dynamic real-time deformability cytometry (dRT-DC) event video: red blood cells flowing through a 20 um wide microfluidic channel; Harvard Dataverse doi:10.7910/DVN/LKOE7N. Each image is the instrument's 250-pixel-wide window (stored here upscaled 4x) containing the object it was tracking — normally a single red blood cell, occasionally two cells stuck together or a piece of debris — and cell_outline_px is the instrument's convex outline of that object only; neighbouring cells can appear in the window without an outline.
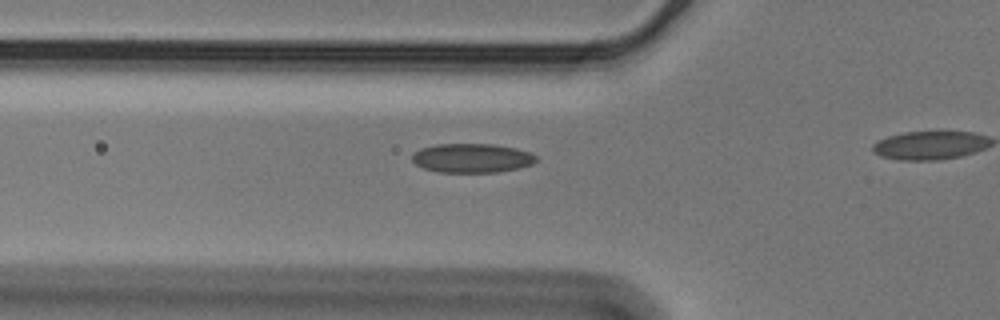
{"species": "Egyptian fruit bat (a non-hibernating species)", "species_latin": "Rousettus aegyptiacus", "temperature_condition": "cold", "stored_images_in_passage": 18, "camera_frame_rate_fps": 3000, "um_per_image_px": 0.085, "animal": {"sex": "male"}, "frame": {"image": 1, "passage_image": 6, "time_ms": 1.667, "image_size_px": [1000, 320], "cell_outline_px": [[536, 160], [532, 164], [500, 172], [440, 172], [424, 168], [416, 164], [412, 160], [412, 152], [420, 148], [436, 144], [492, 144], [516, 148], [528, 152], [536, 156]], "centroid_in_image_um": [40.07, 13.43], "position_along_channel_um": 85.7, "area_um2": 20.98}}
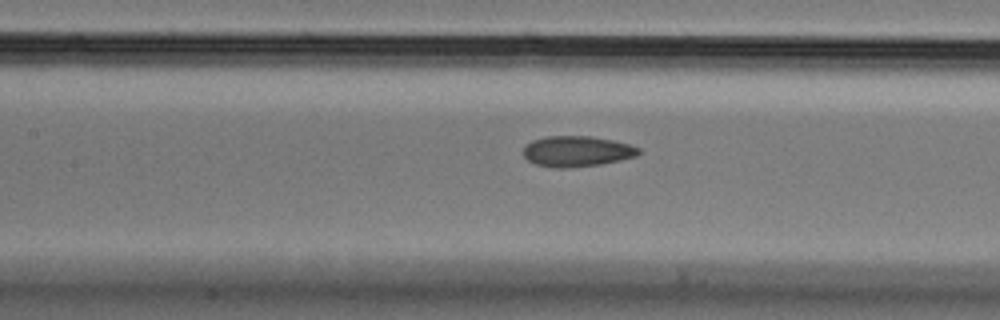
{"frame": {"image": 2, "passage_image": 12, "time_ms": 3.667, "image_size_px": [1000, 320], "cell_outline_px": [[640, 152], [636, 156], [620, 160], [600, 164], [568, 168], [552, 168], [536, 164], [528, 160], [524, 156], [524, 144], [532, 140], [548, 136], [592, 136], [612, 140], [628, 144], [640, 148]], "centroid_in_image_um": [49.01, 12.86], "position_along_channel_um": 158.4, "area_um2": 20.63}}
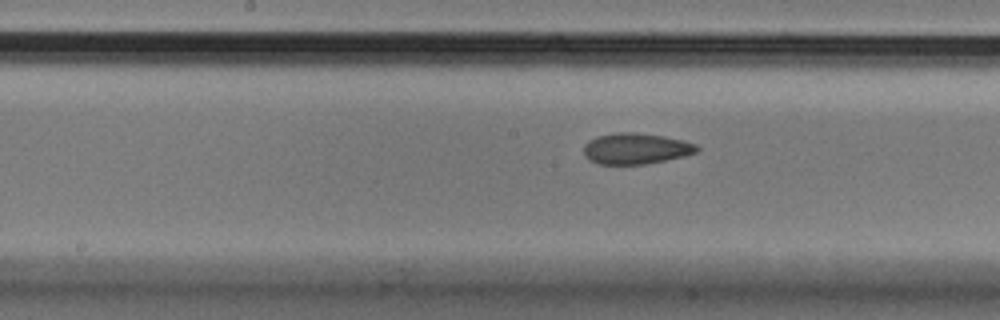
{"frame": {"image": 3, "passage_image": 15, "time_ms": 4.667, "image_size_px": [1000, 320], "cell_outline_px": [[700, 148], [696, 152], [684, 156], [648, 164], [596, 164], [588, 160], [584, 156], [584, 144], [588, 140], [600, 136], [616, 132], [632, 132], [664, 136], [684, 140], [696, 144]], "centroid_in_image_um": [54.04, 12.64], "position_along_channel_um": 194.2, "area_um2": 20.58}}